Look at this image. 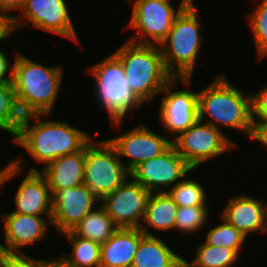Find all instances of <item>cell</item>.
Returning <instances> with one entry per match:
<instances>
[{"label": "cell", "instance_id": "f1b7e54d", "mask_svg": "<svg viewBox=\"0 0 267 267\" xmlns=\"http://www.w3.org/2000/svg\"><path fill=\"white\" fill-rule=\"evenodd\" d=\"M208 206L178 207L175 230L181 234H193L200 232L208 222Z\"/></svg>", "mask_w": 267, "mask_h": 267}, {"label": "cell", "instance_id": "4dcf8cb0", "mask_svg": "<svg viewBox=\"0 0 267 267\" xmlns=\"http://www.w3.org/2000/svg\"><path fill=\"white\" fill-rule=\"evenodd\" d=\"M252 120L256 131L267 125V85L251 94Z\"/></svg>", "mask_w": 267, "mask_h": 267}, {"label": "cell", "instance_id": "d590c367", "mask_svg": "<svg viewBox=\"0 0 267 267\" xmlns=\"http://www.w3.org/2000/svg\"><path fill=\"white\" fill-rule=\"evenodd\" d=\"M11 36L9 23L0 15V41Z\"/></svg>", "mask_w": 267, "mask_h": 267}, {"label": "cell", "instance_id": "30bf717a", "mask_svg": "<svg viewBox=\"0 0 267 267\" xmlns=\"http://www.w3.org/2000/svg\"><path fill=\"white\" fill-rule=\"evenodd\" d=\"M65 0H25L21 14L9 23L10 33L28 26L72 39L78 44V36ZM29 21V22H27Z\"/></svg>", "mask_w": 267, "mask_h": 267}, {"label": "cell", "instance_id": "ffe728a7", "mask_svg": "<svg viewBox=\"0 0 267 267\" xmlns=\"http://www.w3.org/2000/svg\"><path fill=\"white\" fill-rule=\"evenodd\" d=\"M144 235L140 228H118L101 244L100 267H131Z\"/></svg>", "mask_w": 267, "mask_h": 267}, {"label": "cell", "instance_id": "f546056e", "mask_svg": "<svg viewBox=\"0 0 267 267\" xmlns=\"http://www.w3.org/2000/svg\"><path fill=\"white\" fill-rule=\"evenodd\" d=\"M259 2L256 9L247 15V19L253 33L258 60L261 61L267 56V0Z\"/></svg>", "mask_w": 267, "mask_h": 267}, {"label": "cell", "instance_id": "52a82bcc", "mask_svg": "<svg viewBox=\"0 0 267 267\" xmlns=\"http://www.w3.org/2000/svg\"><path fill=\"white\" fill-rule=\"evenodd\" d=\"M131 177L114 146L93 138L85 146L84 184L101 200Z\"/></svg>", "mask_w": 267, "mask_h": 267}, {"label": "cell", "instance_id": "3957f363", "mask_svg": "<svg viewBox=\"0 0 267 267\" xmlns=\"http://www.w3.org/2000/svg\"><path fill=\"white\" fill-rule=\"evenodd\" d=\"M13 60L12 83L21 114H52L62 84V66H44L20 52Z\"/></svg>", "mask_w": 267, "mask_h": 267}, {"label": "cell", "instance_id": "d6986e66", "mask_svg": "<svg viewBox=\"0 0 267 267\" xmlns=\"http://www.w3.org/2000/svg\"><path fill=\"white\" fill-rule=\"evenodd\" d=\"M39 171L46 177L52 196L61 189L83 184L85 147L77 153L51 161Z\"/></svg>", "mask_w": 267, "mask_h": 267}, {"label": "cell", "instance_id": "277c9868", "mask_svg": "<svg viewBox=\"0 0 267 267\" xmlns=\"http://www.w3.org/2000/svg\"><path fill=\"white\" fill-rule=\"evenodd\" d=\"M113 54L122 62L130 90L142 104L160 95L173 78L165 69L159 45L126 40Z\"/></svg>", "mask_w": 267, "mask_h": 267}, {"label": "cell", "instance_id": "9a60e30c", "mask_svg": "<svg viewBox=\"0 0 267 267\" xmlns=\"http://www.w3.org/2000/svg\"><path fill=\"white\" fill-rule=\"evenodd\" d=\"M99 201L84 183L61 189L52 196L51 225L61 234L72 231Z\"/></svg>", "mask_w": 267, "mask_h": 267}, {"label": "cell", "instance_id": "ba28073f", "mask_svg": "<svg viewBox=\"0 0 267 267\" xmlns=\"http://www.w3.org/2000/svg\"><path fill=\"white\" fill-rule=\"evenodd\" d=\"M133 5L127 28L136 30L128 41L137 44L159 45L167 36L175 18L194 0H180L175 9L171 0H129ZM151 38V39H150Z\"/></svg>", "mask_w": 267, "mask_h": 267}, {"label": "cell", "instance_id": "7a4b0ae2", "mask_svg": "<svg viewBox=\"0 0 267 267\" xmlns=\"http://www.w3.org/2000/svg\"><path fill=\"white\" fill-rule=\"evenodd\" d=\"M199 120L221 130V126L243 132L255 138L252 120L251 94H244L230 84L225 74H219L204 89L198 91ZM209 116L206 120L205 116Z\"/></svg>", "mask_w": 267, "mask_h": 267}, {"label": "cell", "instance_id": "4fadbf2b", "mask_svg": "<svg viewBox=\"0 0 267 267\" xmlns=\"http://www.w3.org/2000/svg\"><path fill=\"white\" fill-rule=\"evenodd\" d=\"M150 195L151 192L130 177L105 195L100 205L118 228H140Z\"/></svg>", "mask_w": 267, "mask_h": 267}, {"label": "cell", "instance_id": "74e56055", "mask_svg": "<svg viewBox=\"0 0 267 267\" xmlns=\"http://www.w3.org/2000/svg\"><path fill=\"white\" fill-rule=\"evenodd\" d=\"M45 267H72L66 263L60 256L56 258L51 257V259H45Z\"/></svg>", "mask_w": 267, "mask_h": 267}, {"label": "cell", "instance_id": "7c38bea8", "mask_svg": "<svg viewBox=\"0 0 267 267\" xmlns=\"http://www.w3.org/2000/svg\"><path fill=\"white\" fill-rule=\"evenodd\" d=\"M194 169L171 145L164 153L137 166L131 177L149 192H167Z\"/></svg>", "mask_w": 267, "mask_h": 267}, {"label": "cell", "instance_id": "5bb4252c", "mask_svg": "<svg viewBox=\"0 0 267 267\" xmlns=\"http://www.w3.org/2000/svg\"><path fill=\"white\" fill-rule=\"evenodd\" d=\"M168 139L166 132L162 136L158 135L141 123L108 141L114 146L124 166L131 173L141 163L164 153L172 145V140ZM123 156L128 157V161H125Z\"/></svg>", "mask_w": 267, "mask_h": 267}, {"label": "cell", "instance_id": "1f68e13d", "mask_svg": "<svg viewBox=\"0 0 267 267\" xmlns=\"http://www.w3.org/2000/svg\"><path fill=\"white\" fill-rule=\"evenodd\" d=\"M2 267H45V259H35L26 254H5Z\"/></svg>", "mask_w": 267, "mask_h": 267}, {"label": "cell", "instance_id": "7402d4cb", "mask_svg": "<svg viewBox=\"0 0 267 267\" xmlns=\"http://www.w3.org/2000/svg\"><path fill=\"white\" fill-rule=\"evenodd\" d=\"M182 258L156 234L144 235L131 267H174Z\"/></svg>", "mask_w": 267, "mask_h": 267}, {"label": "cell", "instance_id": "e575fe53", "mask_svg": "<svg viewBox=\"0 0 267 267\" xmlns=\"http://www.w3.org/2000/svg\"><path fill=\"white\" fill-rule=\"evenodd\" d=\"M9 57L0 49V83L12 82L13 80V65Z\"/></svg>", "mask_w": 267, "mask_h": 267}, {"label": "cell", "instance_id": "e0dca14e", "mask_svg": "<svg viewBox=\"0 0 267 267\" xmlns=\"http://www.w3.org/2000/svg\"><path fill=\"white\" fill-rule=\"evenodd\" d=\"M220 220L224 219L233 225L246 237L251 233H265L267 231V202L241 194L229 198L220 213Z\"/></svg>", "mask_w": 267, "mask_h": 267}, {"label": "cell", "instance_id": "8d00e7d4", "mask_svg": "<svg viewBox=\"0 0 267 267\" xmlns=\"http://www.w3.org/2000/svg\"><path fill=\"white\" fill-rule=\"evenodd\" d=\"M254 140L261 142L267 150V125L261 126L257 131Z\"/></svg>", "mask_w": 267, "mask_h": 267}, {"label": "cell", "instance_id": "ac0fdd59", "mask_svg": "<svg viewBox=\"0 0 267 267\" xmlns=\"http://www.w3.org/2000/svg\"><path fill=\"white\" fill-rule=\"evenodd\" d=\"M13 213L31 216H52V195L46 177L31 167L14 194Z\"/></svg>", "mask_w": 267, "mask_h": 267}, {"label": "cell", "instance_id": "5b68a950", "mask_svg": "<svg viewBox=\"0 0 267 267\" xmlns=\"http://www.w3.org/2000/svg\"><path fill=\"white\" fill-rule=\"evenodd\" d=\"M194 1L175 18L171 30L159 44L166 71L173 78H192L199 49L203 46L201 21Z\"/></svg>", "mask_w": 267, "mask_h": 267}, {"label": "cell", "instance_id": "d6a6232c", "mask_svg": "<svg viewBox=\"0 0 267 267\" xmlns=\"http://www.w3.org/2000/svg\"><path fill=\"white\" fill-rule=\"evenodd\" d=\"M22 159V157L19 159L16 158L15 160H12V162H9L7 166L2 169L0 168V190L3 185L13 179V177H17L22 173L25 166V161L23 162Z\"/></svg>", "mask_w": 267, "mask_h": 267}, {"label": "cell", "instance_id": "484cf974", "mask_svg": "<svg viewBox=\"0 0 267 267\" xmlns=\"http://www.w3.org/2000/svg\"><path fill=\"white\" fill-rule=\"evenodd\" d=\"M191 262L185 259L187 267H232L238 261L239 254L223 246H211L205 241L199 244Z\"/></svg>", "mask_w": 267, "mask_h": 267}, {"label": "cell", "instance_id": "4316f807", "mask_svg": "<svg viewBox=\"0 0 267 267\" xmlns=\"http://www.w3.org/2000/svg\"><path fill=\"white\" fill-rule=\"evenodd\" d=\"M206 189L195 179H182L167 191L178 207L207 206Z\"/></svg>", "mask_w": 267, "mask_h": 267}, {"label": "cell", "instance_id": "f35d334b", "mask_svg": "<svg viewBox=\"0 0 267 267\" xmlns=\"http://www.w3.org/2000/svg\"><path fill=\"white\" fill-rule=\"evenodd\" d=\"M174 267H187L185 258L183 257Z\"/></svg>", "mask_w": 267, "mask_h": 267}, {"label": "cell", "instance_id": "83f0119b", "mask_svg": "<svg viewBox=\"0 0 267 267\" xmlns=\"http://www.w3.org/2000/svg\"><path fill=\"white\" fill-rule=\"evenodd\" d=\"M222 224L215 225L207 231L205 242L211 246H223L235 250L238 254L247 238L233 225L228 224L224 219Z\"/></svg>", "mask_w": 267, "mask_h": 267}, {"label": "cell", "instance_id": "603a6c76", "mask_svg": "<svg viewBox=\"0 0 267 267\" xmlns=\"http://www.w3.org/2000/svg\"><path fill=\"white\" fill-rule=\"evenodd\" d=\"M118 227L99 204L72 230L77 236L90 239L100 245L105 243Z\"/></svg>", "mask_w": 267, "mask_h": 267}, {"label": "cell", "instance_id": "8fae6325", "mask_svg": "<svg viewBox=\"0 0 267 267\" xmlns=\"http://www.w3.org/2000/svg\"><path fill=\"white\" fill-rule=\"evenodd\" d=\"M184 83L185 89L174 90L178 82ZM192 78H172L163 88V97L159 105V121L162 122L166 132L176 134L191 127L198 119V91L190 90Z\"/></svg>", "mask_w": 267, "mask_h": 267}, {"label": "cell", "instance_id": "ab89813d", "mask_svg": "<svg viewBox=\"0 0 267 267\" xmlns=\"http://www.w3.org/2000/svg\"><path fill=\"white\" fill-rule=\"evenodd\" d=\"M5 255L3 248H2V243H0V267H2V259L3 256Z\"/></svg>", "mask_w": 267, "mask_h": 267}, {"label": "cell", "instance_id": "2e32d148", "mask_svg": "<svg viewBox=\"0 0 267 267\" xmlns=\"http://www.w3.org/2000/svg\"><path fill=\"white\" fill-rule=\"evenodd\" d=\"M2 220L5 239L2 248L5 254H25L21 248L43 240L51 224V218L13 212L5 213Z\"/></svg>", "mask_w": 267, "mask_h": 267}, {"label": "cell", "instance_id": "d4e9b609", "mask_svg": "<svg viewBox=\"0 0 267 267\" xmlns=\"http://www.w3.org/2000/svg\"><path fill=\"white\" fill-rule=\"evenodd\" d=\"M23 115L16 102L15 91L12 82L0 83V130L17 137Z\"/></svg>", "mask_w": 267, "mask_h": 267}, {"label": "cell", "instance_id": "44dd1931", "mask_svg": "<svg viewBox=\"0 0 267 267\" xmlns=\"http://www.w3.org/2000/svg\"><path fill=\"white\" fill-rule=\"evenodd\" d=\"M177 211L178 205L167 192L151 193L140 230L149 236H154L150 228L160 232L175 230Z\"/></svg>", "mask_w": 267, "mask_h": 267}, {"label": "cell", "instance_id": "9c48e42d", "mask_svg": "<svg viewBox=\"0 0 267 267\" xmlns=\"http://www.w3.org/2000/svg\"><path fill=\"white\" fill-rule=\"evenodd\" d=\"M201 120L172 140L176 151L195 170L205 161L230 153L237 144L223 131Z\"/></svg>", "mask_w": 267, "mask_h": 267}, {"label": "cell", "instance_id": "836d02e7", "mask_svg": "<svg viewBox=\"0 0 267 267\" xmlns=\"http://www.w3.org/2000/svg\"><path fill=\"white\" fill-rule=\"evenodd\" d=\"M25 0H0V15L10 23L15 17V14H9V11L19 10L21 11Z\"/></svg>", "mask_w": 267, "mask_h": 267}, {"label": "cell", "instance_id": "8992f818", "mask_svg": "<svg viewBox=\"0 0 267 267\" xmlns=\"http://www.w3.org/2000/svg\"><path fill=\"white\" fill-rule=\"evenodd\" d=\"M87 70L95 78L97 104L108 113L111 125L121 126L126 116L142 105L130 90L122 62L112 53Z\"/></svg>", "mask_w": 267, "mask_h": 267}, {"label": "cell", "instance_id": "6da1fadb", "mask_svg": "<svg viewBox=\"0 0 267 267\" xmlns=\"http://www.w3.org/2000/svg\"><path fill=\"white\" fill-rule=\"evenodd\" d=\"M50 115L23 116L18 135L13 140L36 162L43 164V168L61 156L81 151L92 139L84 130L75 128L65 121L41 119L42 116L47 118Z\"/></svg>", "mask_w": 267, "mask_h": 267}, {"label": "cell", "instance_id": "cb8c5ba5", "mask_svg": "<svg viewBox=\"0 0 267 267\" xmlns=\"http://www.w3.org/2000/svg\"><path fill=\"white\" fill-rule=\"evenodd\" d=\"M71 243V253L59 255L72 267H100L101 245L77 236L73 231L63 233Z\"/></svg>", "mask_w": 267, "mask_h": 267}]
</instances>
